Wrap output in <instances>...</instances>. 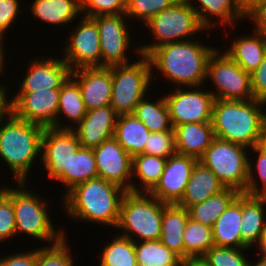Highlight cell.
<instances>
[{
  "mask_svg": "<svg viewBox=\"0 0 266 266\" xmlns=\"http://www.w3.org/2000/svg\"><path fill=\"white\" fill-rule=\"evenodd\" d=\"M248 149V150H247ZM249 148L215 138L199 159L225 186L244 193L248 178Z\"/></svg>",
  "mask_w": 266,
  "mask_h": 266,
  "instance_id": "9",
  "label": "cell"
},
{
  "mask_svg": "<svg viewBox=\"0 0 266 266\" xmlns=\"http://www.w3.org/2000/svg\"><path fill=\"white\" fill-rule=\"evenodd\" d=\"M220 54V55H219ZM216 90L210 91L214 99L252 100L251 74L241 68L227 53L216 47L207 64L206 79ZM215 91V92H214Z\"/></svg>",
  "mask_w": 266,
  "mask_h": 266,
  "instance_id": "10",
  "label": "cell"
},
{
  "mask_svg": "<svg viewBox=\"0 0 266 266\" xmlns=\"http://www.w3.org/2000/svg\"><path fill=\"white\" fill-rule=\"evenodd\" d=\"M31 4L33 18L58 27L69 25L82 15L81 0H34Z\"/></svg>",
  "mask_w": 266,
  "mask_h": 266,
  "instance_id": "28",
  "label": "cell"
},
{
  "mask_svg": "<svg viewBox=\"0 0 266 266\" xmlns=\"http://www.w3.org/2000/svg\"><path fill=\"white\" fill-rule=\"evenodd\" d=\"M266 2V0H238L242 14L246 17L258 5Z\"/></svg>",
  "mask_w": 266,
  "mask_h": 266,
  "instance_id": "50",
  "label": "cell"
},
{
  "mask_svg": "<svg viewBox=\"0 0 266 266\" xmlns=\"http://www.w3.org/2000/svg\"><path fill=\"white\" fill-rule=\"evenodd\" d=\"M241 193L218 217L212 227L215 246L249 248L241 239Z\"/></svg>",
  "mask_w": 266,
  "mask_h": 266,
  "instance_id": "26",
  "label": "cell"
},
{
  "mask_svg": "<svg viewBox=\"0 0 266 266\" xmlns=\"http://www.w3.org/2000/svg\"><path fill=\"white\" fill-rule=\"evenodd\" d=\"M246 18L249 19V22L251 20L254 23L252 29L266 35V2L258 5Z\"/></svg>",
  "mask_w": 266,
  "mask_h": 266,
  "instance_id": "48",
  "label": "cell"
},
{
  "mask_svg": "<svg viewBox=\"0 0 266 266\" xmlns=\"http://www.w3.org/2000/svg\"><path fill=\"white\" fill-rule=\"evenodd\" d=\"M79 24L71 28L61 52L71 71L80 68L101 67L100 36L96 21L81 16Z\"/></svg>",
  "mask_w": 266,
  "mask_h": 266,
  "instance_id": "12",
  "label": "cell"
},
{
  "mask_svg": "<svg viewBox=\"0 0 266 266\" xmlns=\"http://www.w3.org/2000/svg\"><path fill=\"white\" fill-rule=\"evenodd\" d=\"M198 15L200 24L209 30L218 24L221 27L235 28L246 18L239 7L238 0H186ZM196 1V2H195ZM213 15V16H212ZM244 18V19H243ZM216 19V22H214ZM219 23H218V21ZM235 22V23H234ZM215 23V24H214ZM227 24V25H225Z\"/></svg>",
  "mask_w": 266,
  "mask_h": 266,
  "instance_id": "21",
  "label": "cell"
},
{
  "mask_svg": "<svg viewBox=\"0 0 266 266\" xmlns=\"http://www.w3.org/2000/svg\"><path fill=\"white\" fill-rule=\"evenodd\" d=\"M188 219V210L178 204H166L163 208L160 241L182 260H184L183 234Z\"/></svg>",
  "mask_w": 266,
  "mask_h": 266,
  "instance_id": "27",
  "label": "cell"
},
{
  "mask_svg": "<svg viewBox=\"0 0 266 266\" xmlns=\"http://www.w3.org/2000/svg\"><path fill=\"white\" fill-rule=\"evenodd\" d=\"M251 88L254 99L266 103V54L259 67L251 73Z\"/></svg>",
  "mask_w": 266,
  "mask_h": 266,
  "instance_id": "46",
  "label": "cell"
},
{
  "mask_svg": "<svg viewBox=\"0 0 266 266\" xmlns=\"http://www.w3.org/2000/svg\"><path fill=\"white\" fill-rule=\"evenodd\" d=\"M165 205L166 203L159 201L150 193L127 191L121 201L116 228L123 232L120 235L134 242L159 240Z\"/></svg>",
  "mask_w": 266,
  "mask_h": 266,
  "instance_id": "7",
  "label": "cell"
},
{
  "mask_svg": "<svg viewBox=\"0 0 266 266\" xmlns=\"http://www.w3.org/2000/svg\"><path fill=\"white\" fill-rule=\"evenodd\" d=\"M86 113L87 109L83 102L79 85L70 76L60 88L57 129H73L81 122ZM61 118H65V121L72 122L73 124L69 123V125H66Z\"/></svg>",
  "mask_w": 266,
  "mask_h": 266,
  "instance_id": "29",
  "label": "cell"
},
{
  "mask_svg": "<svg viewBox=\"0 0 266 266\" xmlns=\"http://www.w3.org/2000/svg\"><path fill=\"white\" fill-rule=\"evenodd\" d=\"M102 247L99 266H137L135 242L117 234Z\"/></svg>",
  "mask_w": 266,
  "mask_h": 266,
  "instance_id": "36",
  "label": "cell"
},
{
  "mask_svg": "<svg viewBox=\"0 0 266 266\" xmlns=\"http://www.w3.org/2000/svg\"><path fill=\"white\" fill-rule=\"evenodd\" d=\"M4 39H5V37L0 34V74L4 73L5 67H6L5 66V61H6L5 60L6 59L5 58L6 57V55H5L6 53L5 52L7 50H4V48L6 49V47L4 46V44H5L4 43V41H5Z\"/></svg>",
  "mask_w": 266,
  "mask_h": 266,
  "instance_id": "51",
  "label": "cell"
},
{
  "mask_svg": "<svg viewBox=\"0 0 266 266\" xmlns=\"http://www.w3.org/2000/svg\"><path fill=\"white\" fill-rule=\"evenodd\" d=\"M137 59L138 61H131L127 65L111 66L110 106L118 115L133 114L138 103L145 96H149L150 84L153 85L149 58L138 55Z\"/></svg>",
  "mask_w": 266,
  "mask_h": 266,
  "instance_id": "8",
  "label": "cell"
},
{
  "mask_svg": "<svg viewBox=\"0 0 266 266\" xmlns=\"http://www.w3.org/2000/svg\"><path fill=\"white\" fill-rule=\"evenodd\" d=\"M198 161L178 153L168 157L161 178L150 194L163 203L178 204Z\"/></svg>",
  "mask_w": 266,
  "mask_h": 266,
  "instance_id": "17",
  "label": "cell"
},
{
  "mask_svg": "<svg viewBox=\"0 0 266 266\" xmlns=\"http://www.w3.org/2000/svg\"><path fill=\"white\" fill-rule=\"evenodd\" d=\"M250 150L252 151L251 155H253V152H257V158L255 157L256 162H252L250 157H248V178L244 194L251 196H266V133L258 146H255ZM254 171L256 172V175Z\"/></svg>",
  "mask_w": 266,
  "mask_h": 266,
  "instance_id": "38",
  "label": "cell"
},
{
  "mask_svg": "<svg viewBox=\"0 0 266 266\" xmlns=\"http://www.w3.org/2000/svg\"><path fill=\"white\" fill-rule=\"evenodd\" d=\"M44 127L12 114L0 125V157L16 182L29 181L34 161L40 156Z\"/></svg>",
  "mask_w": 266,
  "mask_h": 266,
  "instance_id": "4",
  "label": "cell"
},
{
  "mask_svg": "<svg viewBox=\"0 0 266 266\" xmlns=\"http://www.w3.org/2000/svg\"><path fill=\"white\" fill-rule=\"evenodd\" d=\"M126 11V0H81L83 16L123 14Z\"/></svg>",
  "mask_w": 266,
  "mask_h": 266,
  "instance_id": "43",
  "label": "cell"
},
{
  "mask_svg": "<svg viewBox=\"0 0 266 266\" xmlns=\"http://www.w3.org/2000/svg\"><path fill=\"white\" fill-rule=\"evenodd\" d=\"M95 178H98V171L94 152L80 146L69 161V191L76 185Z\"/></svg>",
  "mask_w": 266,
  "mask_h": 266,
  "instance_id": "37",
  "label": "cell"
},
{
  "mask_svg": "<svg viewBox=\"0 0 266 266\" xmlns=\"http://www.w3.org/2000/svg\"><path fill=\"white\" fill-rule=\"evenodd\" d=\"M178 0H126L125 15L130 20L136 18L145 24L161 11L172 6Z\"/></svg>",
  "mask_w": 266,
  "mask_h": 266,
  "instance_id": "41",
  "label": "cell"
},
{
  "mask_svg": "<svg viewBox=\"0 0 266 266\" xmlns=\"http://www.w3.org/2000/svg\"><path fill=\"white\" fill-rule=\"evenodd\" d=\"M126 192L114 183L95 178L76 185L61 201L68 217L116 229L121 201Z\"/></svg>",
  "mask_w": 266,
  "mask_h": 266,
  "instance_id": "3",
  "label": "cell"
},
{
  "mask_svg": "<svg viewBox=\"0 0 266 266\" xmlns=\"http://www.w3.org/2000/svg\"><path fill=\"white\" fill-rule=\"evenodd\" d=\"M176 152L199 160L215 139L212 123H183L173 127Z\"/></svg>",
  "mask_w": 266,
  "mask_h": 266,
  "instance_id": "23",
  "label": "cell"
},
{
  "mask_svg": "<svg viewBox=\"0 0 266 266\" xmlns=\"http://www.w3.org/2000/svg\"><path fill=\"white\" fill-rule=\"evenodd\" d=\"M258 262L250 263V266H266V257L258 255Z\"/></svg>",
  "mask_w": 266,
  "mask_h": 266,
  "instance_id": "54",
  "label": "cell"
},
{
  "mask_svg": "<svg viewBox=\"0 0 266 266\" xmlns=\"http://www.w3.org/2000/svg\"><path fill=\"white\" fill-rule=\"evenodd\" d=\"M150 133L142 121L127 114L118 115L113 137L133 157L144 151Z\"/></svg>",
  "mask_w": 266,
  "mask_h": 266,
  "instance_id": "31",
  "label": "cell"
},
{
  "mask_svg": "<svg viewBox=\"0 0 266 266\" xmlns=\"http://www.w3.org/2000/svg\"><path fill=\"white\" fill-rule=\"evenodd\" d=\"M198 38L156 47L147 57L151 63L152 79L157 70L176 87L205 86L207 64L215 47L206 46ZM205 84V85H204Z\"/></svg>",
  "mask_w": 266,
  "mask_h": 266,
  "instance_id": "1",
  "label": "cell"
},
{
  "mask_svg": "<svg viewBox=\"0 0 266 266\" xmlns=\"http://www.w3.org/2000/svg\"><path fill=\"white\" fill-rule=\"evenodd\" d=\"M239 194L235 189L225 188L201 203L190 206L187 209L189 217L212 228L218 217Z\"/></svg>",
  "mask_w": 266,
  "mask_h": 266,
  "instance_id": "32",
  "label": "cell"
},
{
  "mask_svg": "<svg viewBox=\"0 0 266 266\" xmlns=\"http://www.w3.org/2000/svg\"><path fill=\"white\" fill-rule=\"evenodd\" d=\"M181 266H208L203 258H190L182 261Z\"/></svg>",
  "mask_w": 266,
  "mask_h": 266,
  "instance_id": "52",
  "label": "cell"
},
{
  "mask_svg": "<svg viewBox=\"0 0 266 266\" xmlns=\"http://www.w3.org/2000/svg\"><path fill=\"white\" fill-rule=\"evenodd\" d=\"M60 89H44L36 92H16L13 114L22 120L44 128L57 129V113Z\"/></svg>",
  "mask_w": 266,
  "mask_h": 266,
  "instance_id": "15",
  "label": "cell"
},
{
  "mask_svg": "<svg viewBox=\"0 0 266 266\" xmlns=\"http://www.w3.org/2000/svg\"><path fill=\"white\" fill-rule=\"evenodd\" d=\"M250 248H230L212 246L202 257L208 266H250L246 250ZM243 252V253H242ZM245 252V254H244Z\"/></svg>",
  "mask_w": 266,
  "mask_h": 266,
  "instance_id": "39",
  "label": "cell"
},
{
  "mask_svg": "<svg viewBox=\"0 0 266 266\" xmlns=\"http://www.w3.org/2000/svg\"><path fill=\"white\" fill-rule=\"evenodd\" d=\"M265 106L256 99H215L211 121L215 138L249 149L258 146L266 133Z\"/></svg>",
  "mask_w": 266,
  "mask_h": 266,
  "instance_id": "2",
  "label": "cell"
},
{
  "mask_svg": "<svg viewBox=\"0 0 266 266\" xmlns=\"http://www.w3.org/2000/svg\"><path fill=\"white\" fill-rule=\"evenodd\" d=\"M71 77L79 85L87 111L110 105L112 93L111 66L80 68L71 71Z\"/></svg>",
  "mask_w": 266,
  "mask_h": 266,
  "instance_id": "19",
  "label": "cell"
},
{
  "mask_svg": "<svg viewBox=\"0 0 266 266\" xmlns=\"http://www.w3.org/2000/svg\"><path fill=\"white\" fill-rule=\"evenodd\" d=\"M142 153L164 158L176 154L174 131L151 132Z\"/></svg>",
  "mask_w": 266,
  "mask_h": 266,
  "instance_id": "42",
  "label": "cell"
},
{
  "mask_svg": "<svg viewBox=\"0 0 266 266\" xmlns=\"http://www.w3.org/2000/svg\"><path fill=\"white\" fill-rule=\"evenodd\" d=\"M8 85L0 84V125L13 114L12 98L8 99ZM8 100V101H7Z\"/></svg>",
  "mask_w": 266,
  "mask_h": 266,
  "instance_id": "49",
  "label": "cell"
},
{
  "mask_svg": "<svg viewBox=\"0 0 266 266\" xmlns=\"http://www.w3.org/2000/svg\"><path fill=\"white\" fill-rule=\"evenodd\" d=\"M225 186L217 176L201 162H197L178 205L188 209L221 192Z\"/></svg>",
  "mask_w": 266,
  "mask_h": 266,
  "instance_id": "25",
  "label": "cell"
},
{
  "mask_svg": "<svg viewBox=\"0 0 266 266\" xmlns=\"http://www.w3.org/2000/svg\"><path fill=\"white\" fill-rule=\"evenodd\" d=\"M20 0H0V34L5 33L9 28H13L15 20L20 17L19 14L25 10L21 9Z\"/></svg>",
  "mask_w": 266,
  "mask_h": 266,
  "instance_id": "45",
  "label": "cell"
},
{
  "mask_svg": "<svg viewBox=\"0 0 266 266\" xmlns=\"http://www.w3.org/2000/svg\"><path fill=\"white\" fill-rule=\"evenodd\" d=\"M151 99L145 96L135 107L133 115L142 121L150 132L174 131L165 97L153 100L154 102Z\"/></svg>",
  "mask_w": 266,
  "mask_h": 266,
  "instance_id": "33",
  "label": "cell"
},
{
  "mask_svg": "<svg viewBox=\"0 0 266 266\" xmlns=\"http://www.w3.org/2000/svg\"><path fill=\"white\" fill-rule=\"evenodd\" d=\"M167 158L138 154L132 157L131 192L150 193L158 184L164 171ZM139 185H136L137 180ZM135 181V182H134Z\"/></svg>",
  "mask_w": 266,
  "mask_h": 266,
  "instance_id": "30",
  "label": "cell"
},
{
  "mask_svg": "<svg viewBox=\"0 0 266 266\" xmlns=\"http://www.w3.org/2000/svg\"><path fill=\"white\" fill-rule=\"evenodd\" d=\"M174 88V92L164 96L172 127L183 123H211L215 99L209 90L201 86Z\"/></svg>",
  "mask_w": 266,
  "mask_h": 266,
  "instance_id": "13",
  "label": "cell"
},
{
  "mask_svg": "<svg viewBox=\"0 0 266 266\" xmlns=\"http://www.w3.org/2000/svg\"><path fill=\"white\" fill-rule=\"evenodd\" d=\"M43 59V60H42ZM30 59L17 92H36L46 89H60L71 76V69L60 57L45 56Z\"/></svg>",
  "mask_w": 266,
  "mask_h": 266,
  "instance_id": "18",
  "label": "cell"
},
{
  "mask_svg": "<svg viewBox=\"0 0 266 266\" xmlns=\"http://www.w3.org/2000/svg\"><path fill=\"white\" fill-rule=\"evenodd\" d=\"M183 241L184 260L202 258L214 246L212 228L189 217Z\"/></svg>",
  "mask_w": 266,
  "mask_h": 266,
  "instance_id": "35",
  "label": "cell"
},
{
  "mask_svg": "<svg viewBox=\"0 0 266 266\" xmlns=\"http://www.w3.org/2000/svg\"><path fill=\"white\" fill-rule=\"evenodd\" d=\"M117 118L118 114L110 105L91 109L72 130L81 147L93 149L113 137Z\"/></svg>",
  "mask_w": 266,
  "mask_h": 266,
  "instance_id": "20",
  "label": "cell"
},
{
  "mask_svg": "<svg viewBox=\"0 0 266 266\" xmlns=\"http://www.w3.org/2000/svg\"><path fill=\"white\" fill-rule=\"evenodd\" d=\"M66 238L53 245L38 247L36 266H73L75 258H72Z\"/></svg>",
  "mask_w": 266,
  "mask_h": 266,
  "instance_id": "40",
  "label": "cell"
},
{
  "mask_svg": "<svg viewBox=\"0 0 266 266\" xmlns=\"http://www.w3.org/2000/svg\"><path fill=\"white\" fill-rule=\"evenodd\" d=\"M137 266H181L182 259L161 241L135 242Z\"/></svg>",
  "mask_w": 266,
  "mask_h": 266,
  "instance_id": "34",
  "label": "cell"
},
{
  "mask_svg": "<svg viewBox=\"0 0 266 266\" xmlns=\"http://www.w3.org/2000/svg\"><path fill=\"white\" fill-rule=\"evenodd\" d=\"M96 158L98 178L131 191L132 156L112 137L92 149Z\"/></svg>",
  "mask_w": 266,
  "mask_h": 266,
  "instance_id": "16",
  "label": "cell"
},
{
  "mask_svg": "<svg viewBox=\"0 0 266 266\" xmlns=\"http://www.w3.org/2000/svg\"><path fill=\"white\" fill-rule=\"evenodd\" d=\"M256 247L259 249V251H258L259 254H257V255H261V256L266 257V227L263 230L260 243Z\"/></svg>",
  "mask_w": 266,
  "mask_h": 266,
  "instance_id": "53",
  "label": "cell"
},
{
  "mask_svg": "<svg viewBox=\"0 0 266 266\" xmlns=\"http://www.w3.org/2000/svg\"><path fill=\"white\" fill-rule=\"evenodd\" d=\"M13 188L7 185L0 189L12 200L16 222V236L27 234L35 240L48 242L47 246L61 241L66 234L64 230H56L48 213L49 201L44 200L34 191L27 190V182H16ZM39 196V197H38Z\"/></svg>",
  "mask_w": 266,
  "mask_h": 266,
  "instance_id": "5",
  "label": "cell"
},
{
  "mask_svg": "<svg viewBox=\"0 0 266 266\" xmlns=\"http://www.w3.org/2000/svg\"><path fill=\"white\" fill-rule=\"evenodd\" d=\"M266 196L241 193V239L250 248L260 243L266 227Z\"/></svg>",
  "mask_w": 266,
  "mask_h": 266,
  "instance_id": "22",
  "label": "cell"
},
{
  "mask_svg": "<svg viewBox=\"0 0 266 266\" xmlns=\"http://www.w3.org/2000/svg\"><path fill=\"white\" fill-rule=\"evenodd\" d=\"M80 142L72 129L44 128L42 136L40 162L47 172V178L63 183L69 192V161L78 148Z\"/></svg>",
  "mask_w": 266,
  "mask_h": 266,
  "instance_id": "11",
  "label": "cell"
},
{
  "mask_svg": "<svg viewBox=\"0 0 266 266\" xmlns=\"http://www.w3.org/2000/svg\"><path fill=\"white\" fill-rule=\"evenodd\" d=\"M12 200L0 189V243L16 236ZM13 236V237H12Z\"/></svg>",
  "mask_w": 266,
  "mask_h": 266,
  "instance_id": "44",
  "label": "cell"
},
{
  "mask_svg": "<svg viewBox=\"0 0 266 266\" xmlns=\"http://www.w3.org/2000/svg\"><path fill=\"white\" fill-rule=\"evenodd\" d=\"M0 258V266H36L37 248Z\"/></svg>",
  "mask_w": 266,
  "mask_h": 266,
  "instance_id": "47",
  "label": "cell"
},
{
  "mask_svg": "<svg viewBox=\"0 0 266 266\" xmlns=\"http://www.w3.org/2000/svg\"><path fill=\"white\" fill-rule=\"evenodd\" d=\"M250 33L253 34L235 37L225 49V53L249 74L259 67L266 54V35L255 30Z\"/></svg>",
  "mask_w": 266,
  "mask_h": 266,
  "instance_id": "24",
  "label": "cell"
},
{
  "mask_svg": "<svg viewBox=\"0 0 266 266\" xmlns=\"http://www.w3.org/2000/svg\"><path fill=\"white\" fill-rule=\"evenodd\" d=\"M92 18L96 21L100 36L101 67L130 64L126 54L133 42L129 30L133 23L129 27L126 25L128 18L125 13Z\"/></svg>",
  "mask_w": 266,
  "mask_h": 266,
  "instance_id": "14",
  "label": "cell"
},
{
  "mask_svg": "<svg viewBox=\"0 0 266 266\" xmlns=\"http://www.w3.org/2000/svg\"><path fill=\"white\" fill-rule=\"evenodd\" d=\"M153 40L150 44L137 47L134 53L148 56L156 47L167 43L196 38V34L207 30L200 24L195 10L186 0H178L172 6L152 17L145 24Z\"/></svg>",
  "mask_w": 266,
  "mask_h": 266,
  "instance_id": "6",
  "label": "cell"
}]
</instances>
